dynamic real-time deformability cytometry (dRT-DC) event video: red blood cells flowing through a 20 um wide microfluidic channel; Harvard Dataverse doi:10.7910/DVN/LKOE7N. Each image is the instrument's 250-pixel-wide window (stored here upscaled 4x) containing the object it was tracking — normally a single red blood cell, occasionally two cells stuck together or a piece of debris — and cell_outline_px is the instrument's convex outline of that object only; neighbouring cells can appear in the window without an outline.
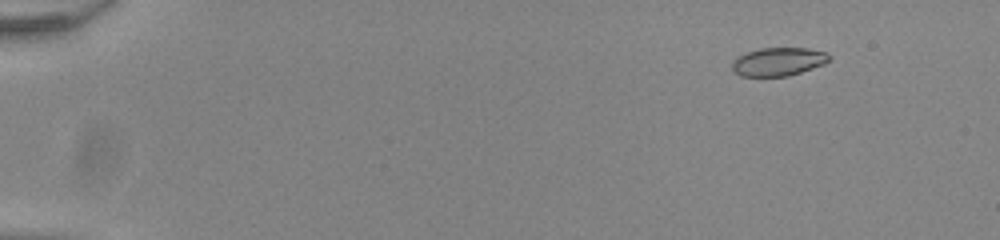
{"species": "common noctule bat (a hibernating species)", "species_latin": "Nyctalus noctula", "temperature_condition": "room temperature", "stored_images_in_passage": 49, "camera_frame_rate_fps": 3000, "um_per_image_px": 0.085, "animal": {"sex": "male", "body_mass_g": 20.0, "forearm_length_mm": 53.3}, "frame": {"image": 1, "passage_image": 1, "time_ms": 0.0, "image_size_px": [1000, 240], "cell_outline_px": [[832, 56], [824, 64], [788, 76], [740, 76], [732, 68], [732, 60], [736, 56], [760, 48], [808, 48], [824, 52]], "centroid_in_image_um": [66.13, 5.24], "position_along_channel_um": 18.9, "area_um2": 15.95}}
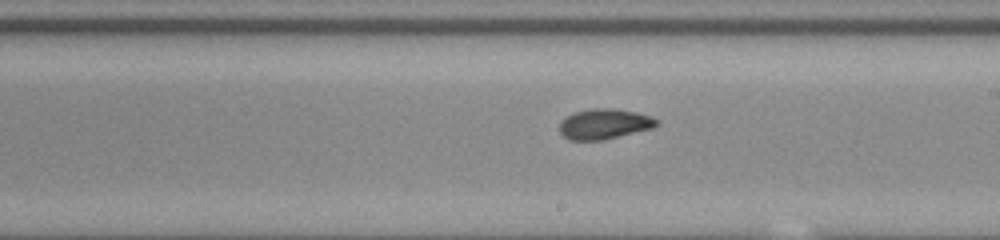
{"frame": {"image": 2, "passage_image": 28, "time_ms": 9.0, "image_size_px": [1000, 240], "cell_outline_px": [[660, 124], [652, 128], [604, 140], [568, 140], [560, 132], [560, 120], [576, 112], [592, 108], [616, 108], [636, 112], [652, 116]], "centroid_in_image_um": [51.38, 10.53], "position_along_channel_um": 237.6, "area_um2": 17.17}}
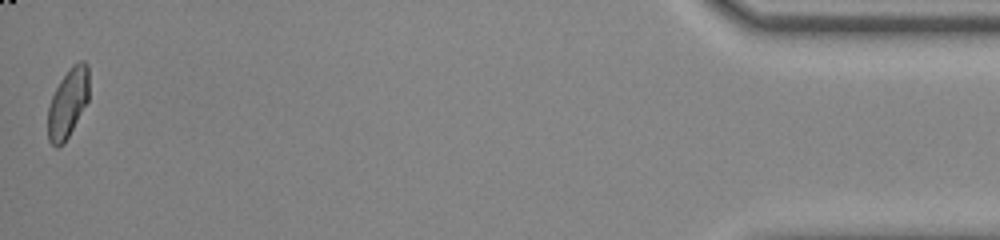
{"frame": {"image": 3, "passage_image": 49, "time_ms": 16.0, "image_size_px": [1000, 240], "cell_outline_px": [[88, 100], [64, 144], [56, 148], [48, 140], [48, 108], [52, 96], [60, 80], [72, 64], [80, 60], [84, 60], [88, 64]], "centroid_in_image_um": [5.76, 8.74], "position_along_channel_um": 429.4, "area_um2": 16.53}, "authors_computed_cell_mechanics": {"area_um2": 17.051, "velocity_mm_per_s": 3.892, "shape_relaxation_time_tau1_ms": null, "shape_relaxation_time_tau2_ms": 1.2309, "deformation_change_tau1": null, "deformation_change_tau2": 0.0608}}